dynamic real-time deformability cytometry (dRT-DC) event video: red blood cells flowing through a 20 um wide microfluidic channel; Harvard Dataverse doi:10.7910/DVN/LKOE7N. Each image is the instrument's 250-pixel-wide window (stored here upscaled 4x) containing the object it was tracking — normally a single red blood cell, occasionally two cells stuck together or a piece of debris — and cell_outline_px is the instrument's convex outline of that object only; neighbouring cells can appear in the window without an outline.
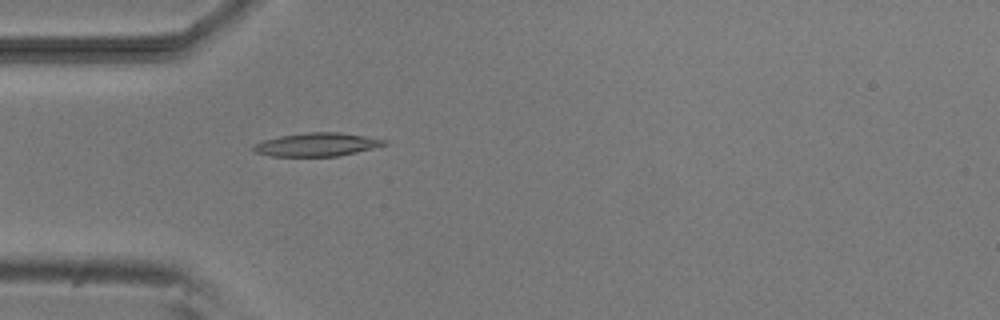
{"species": "common noctule bat (a hibernating species)", "species_latin": "Nyctalus noctula", "temperature_condition": "room temperature", "stored_images_in_passage": 1, "camera_frame_rate_fps": 3000, "um_per_image_px": 0.085, "animal": {"sex": "male", "body_mass_g": 20.5, "forearm_length_mm": 52.5}, "frame": {"image": 1, "passage_image": 1, "time_ms": 0.0, "image_size_px": [1000, 320], "cell_outline_px": [[388, 144], [340, 156], [268, 156], [252, 152], [252, 148], [256, 144], [264, 140], [280, 136], [308, 132], [340, 132], [388, 140]], "centroid_in_image_um": [26.92, 12.29], "position_along_channel_um": 58.1, "area_um2": 17.8}}